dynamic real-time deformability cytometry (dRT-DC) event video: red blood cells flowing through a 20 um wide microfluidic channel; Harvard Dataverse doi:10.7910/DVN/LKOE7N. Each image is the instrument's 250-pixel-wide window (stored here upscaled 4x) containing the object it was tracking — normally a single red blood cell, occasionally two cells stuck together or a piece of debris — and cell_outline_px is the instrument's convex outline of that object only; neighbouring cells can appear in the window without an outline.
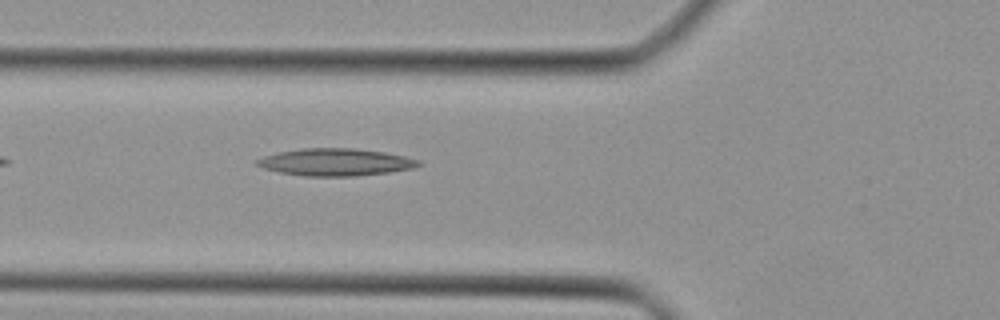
{"species": "Egyptian fruit bat (a non-hibernating species)", "species_latin": "Rousettus aegyptiacus", "temperature_condition": "cold", "stored_images_in_passage": 29, "camera_frame_rate_fps": 3000, "um_per_image_px": 0.085, "animal": {"sex": "female"}, "frame": {"image": 1, "passage_image": 4, "time_ms": 1.0, "image_size_px": [1000, 320], "cell_outline_px": [[424, 164], [412, 168], [388, 172], [356, 176], [304, 176], [280, 172], [264, 168], [256, 164], [252, 160], [264, 156], [280, 152], [300, 148], [352, 148], [384, 152], [404, 156], [420, 160]], "centroid_in_image_um": [28.51, 13.78], "position_along_channel_um": 97.3, "area_um2": 25.66}}
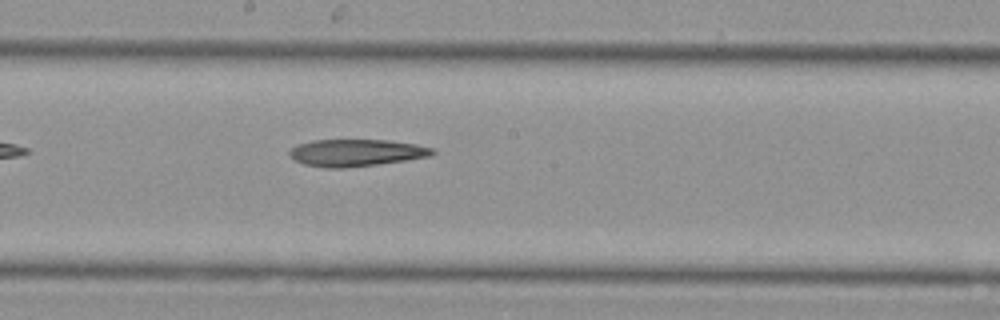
{"frame": {"image": 2, "passage_image": 12, "time_ms": 3.667, "image_size_px": [1000, 320], "cell_outline_px": [[436, 152], [432, 156], [376, 164], [344, 168], [324, 168], [304, 164], [288, 156], [288, 152], [296, 144], [312, 140], [388, 140], [416, 144], [436, 148]], "centroid_in_image_um": [30.27, 12.98], "position_along_channel_um": 217.9, "area_um2": 22.66}}
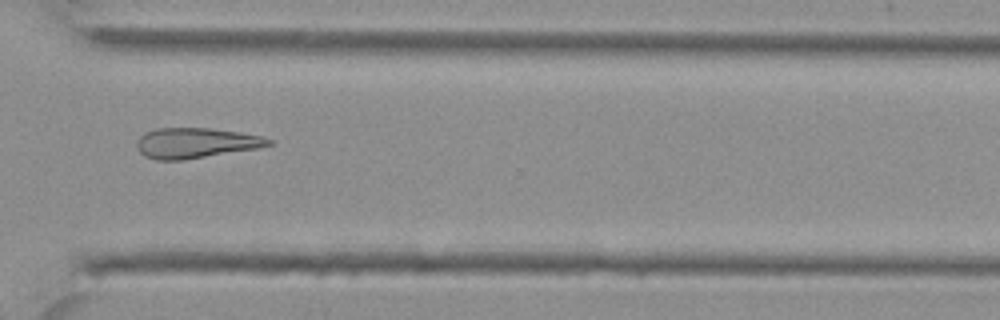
{"frame": {"image": 3, "passage_image": 21, "time_ms": 6.667, "image_size_px": [1000, 320], "cell_outline_px": [[272, 144], [260, 148], [184, 160], [156, 160], [144, 156], [136, 148], [136, 140], [144, 132], [156, 128], [208, 128], [236, 132], [260, 136], [272, 140]], "centroid_in_image_um": [16.58, 12.16], "position_along_channel_um": 354.0, "area_um2": 23.35}}